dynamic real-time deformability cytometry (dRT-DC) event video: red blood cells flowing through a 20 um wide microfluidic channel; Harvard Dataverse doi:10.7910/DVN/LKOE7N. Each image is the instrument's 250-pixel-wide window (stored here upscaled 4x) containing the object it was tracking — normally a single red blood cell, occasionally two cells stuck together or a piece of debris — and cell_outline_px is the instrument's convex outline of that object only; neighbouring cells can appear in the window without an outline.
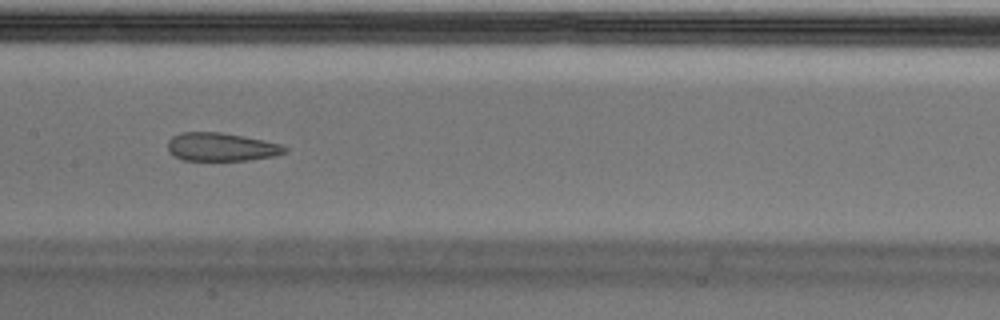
{"species": "Egyptian fruit bat (a non-hibernating species)", "species_latin": "Rousettus aegyptiacus", "temperature_condition": "cold", "stored_images_in_passage": 48, "segment_of_instrument_passage": [1, 2], "camera_frame_rate_fps": 3000, "um_per_image_px": 0.085, "animal": {"sex": "male"}, "frame": {"image": 1, "passage_image": 21, "time_ms": 6.667, "image_size_px": [1000, 320], "cell_outline_px": [[288, 152], [276, 156], [248, 160], [184, 160], [176, 156], [168, 148], [168, 140], [172, 136], [180, 132], [220, 132], [244, 136], [264, 140], [280, 144], [288, 148]], "centroid_in_image_um": [18.86, 12.48], "position_along_channel_um": 188.5, "area_um2": 19.31}}